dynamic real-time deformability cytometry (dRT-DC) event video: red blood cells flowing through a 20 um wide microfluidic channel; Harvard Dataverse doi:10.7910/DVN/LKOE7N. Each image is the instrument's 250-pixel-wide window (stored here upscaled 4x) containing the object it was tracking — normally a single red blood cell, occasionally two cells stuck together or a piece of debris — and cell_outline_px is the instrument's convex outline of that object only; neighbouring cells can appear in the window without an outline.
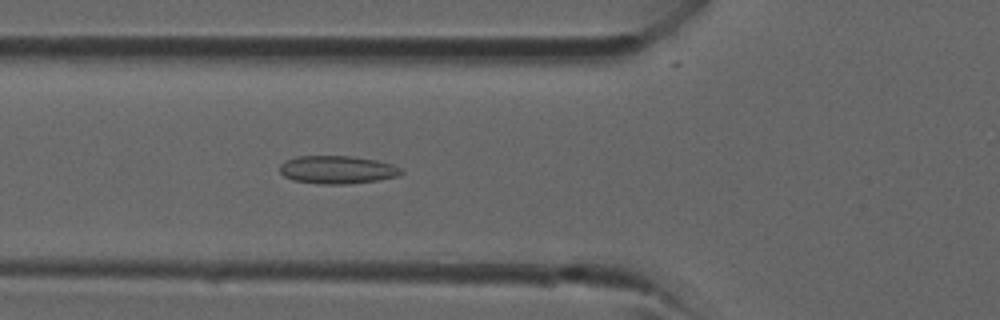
{"species": "common noctule bat (a hibernating species)", "species_latin": "Nyctalus noctula", "temperature_condition": "room temperature", "stored_images_in_passage": 37, "camera_frame_rate_fps": 3000, "um_per_image_px": 0.085, "animal": {"sex": "male", "forearm_length_mm": 52.5}, "frame": {"image": 1, "passage_image": 13, "time_ms": 4.0, "image_size_px": [1000, 320], "cell_outline_px": [[404, 172], [400, 176], [376, 180], [348, 184], [320, 184], [292, 180], [284, 176], [280, 172], [280, 164], [284, 160], [296, 156], [352, 156], [376, 160], [392, 164], [404, 168]], "centroid_in_image_um": [28.68, 14.42], "position_along_channel_um": 97.1, "area_um2": 20.06}}
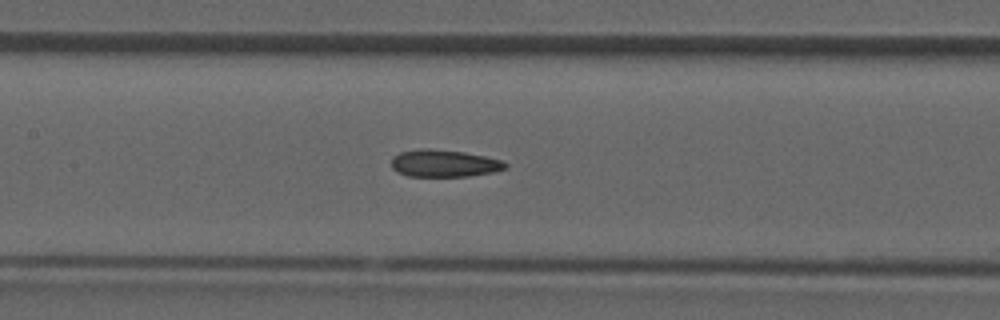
{"frame": {"image": 2, "passage_image": 17, "time_ms": 5.333, "image_size_px": [1000, 320], "cell_outline_px": [[508, 168], [492, 172], [468, 176], [408, 176], [396, 172], [392, 168], [392, 156], [400, 152], [420, 148], [428, 148], [464, 152], [484, 156], [500, 160], [508, 164]], "centroid_in_image_um": [37.72, 13.88], "position_along_channel_um": 169.7, "area_um2": 18.09}}
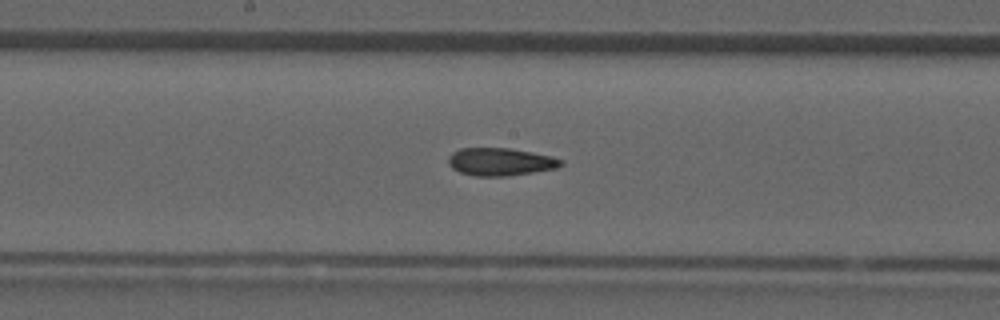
{"frame": {"image": 3, "passage_image": 19, "time_ms": 6.0, "image_size_px": [1000, 320], "cell_outline_px": [[564, 164], [556, 168], [508, 176], [472, 176], [460, 172], [452, 168], [448, 164], [448, 156], [452, 152], [460, 148], [508, 148], [532, 152], [552, 156], [564, 160]], "centroid_in_image_um": [42.52, 13.75], "position_along_channel_um": 205.7, "area_um2": 18.32}}